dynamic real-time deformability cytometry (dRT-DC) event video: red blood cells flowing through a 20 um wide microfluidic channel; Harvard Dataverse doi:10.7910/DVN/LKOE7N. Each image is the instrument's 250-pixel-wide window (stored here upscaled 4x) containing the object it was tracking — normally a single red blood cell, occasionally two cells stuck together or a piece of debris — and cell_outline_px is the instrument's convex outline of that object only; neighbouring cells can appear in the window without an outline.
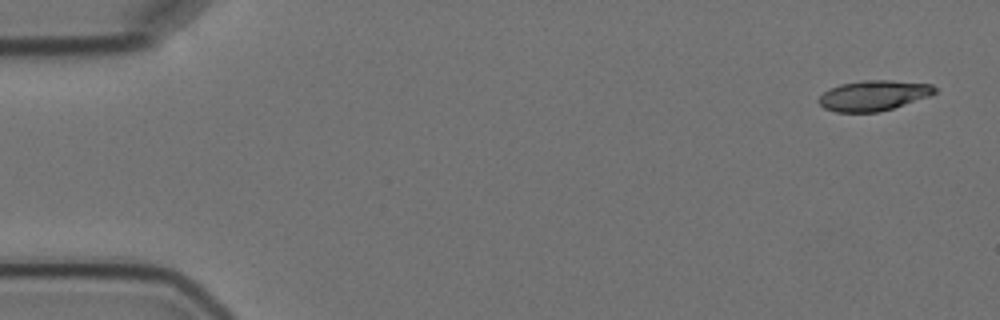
{"species": "Egyptian fruit bat (a non-hibernating species)", "species_latin": "Rousettus aegyptiacus", "temperature_condition": "cold", "stored_images_in_passage": 5, "camera_frame_rate_fps": 3000, "um_per_image_px": 0.085, "animal": {"sex": "female"}, "frame": {"image": 1, "passage_image": 1, "time_ms": 0.0, "image_size_px": [1000, 320], "cell_outline_px": [[936, 92], [928, 96], [892, 108], [876, 112], [836, 112], [824, 108], [816, 100], [828, 88], [840, 84], [864, 80], [892, 80], [932, 84], [936, 88]], "centroid_in_image_um": [74.21, 8.11], "position_along_channel_um": 10.8, "area_um2": 20.4}}
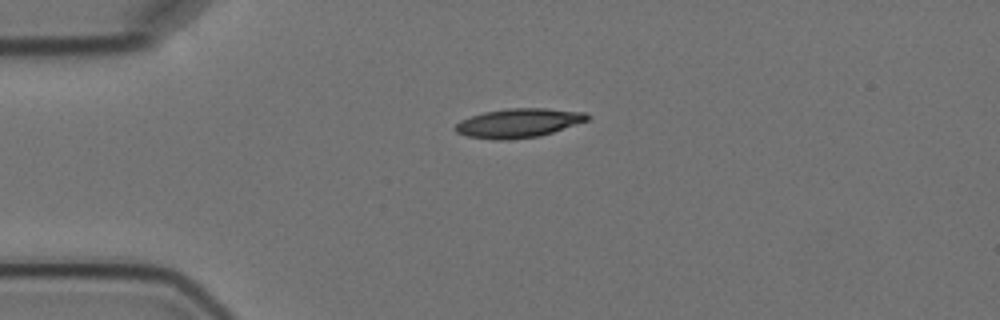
{"frame": {"image": 2, "passage_image": 4, "time_ms": 3.667, "image_size_px": [1000, 320], "cell_outline_px": [[592, 116], [588, 120], [540, 136], [508, 140], [496, 140], [468, 136], [456, 132], [452, 128], [460, 120], [484, 112], [508, 108], [544, 108], [584, 112]], "centroid_in_image_um": [44.06, 10.46], "position_along_channel_um": 40.9, "area_um2": 22.31}}